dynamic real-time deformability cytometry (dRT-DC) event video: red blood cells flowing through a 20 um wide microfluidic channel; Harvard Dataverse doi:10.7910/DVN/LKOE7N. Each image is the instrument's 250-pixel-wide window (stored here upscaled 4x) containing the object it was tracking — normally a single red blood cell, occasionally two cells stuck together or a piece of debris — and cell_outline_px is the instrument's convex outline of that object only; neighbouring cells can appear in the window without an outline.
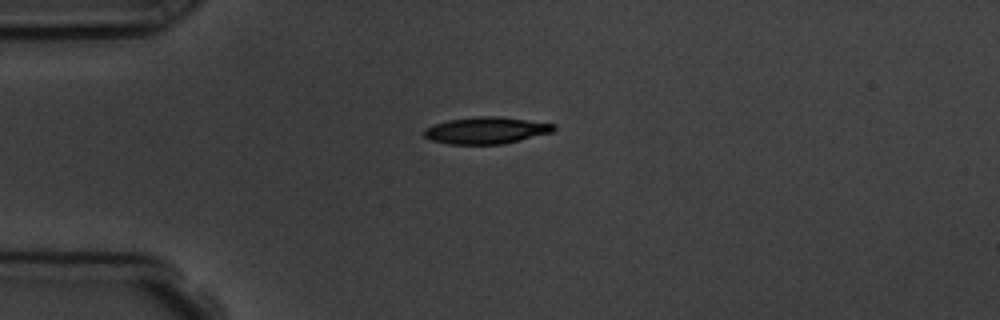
{"species": "common noctule bat (a hibernating species)", "species_latin": "Nyctalus noctula", "temperature_condition": "room temperature", "stored_images_in_passage": 1, "camera_frame_rate_fps": 3000, "um_per_image_px": 0.085, "animal": {"sex": "male", "body_mass_g": 19.5, "forearm_length_mm": 54.6}, "frame": {"image": 1, "passage_image": 1, "time_ms": 0.0, "image_size_px": [1000, 320], "cell_outline_px": [[556, 128], [552, 132], [504, 144], [448, 144], [432, 140], [424, 136], [424, 128], [432, 124], [448, 120], [476, 116], [496, 116], [556, 124]], "centroid_in_image_um": [41.3, 11.08], "position_along_channel_um": 43.7, "area_um2": 20.23}}